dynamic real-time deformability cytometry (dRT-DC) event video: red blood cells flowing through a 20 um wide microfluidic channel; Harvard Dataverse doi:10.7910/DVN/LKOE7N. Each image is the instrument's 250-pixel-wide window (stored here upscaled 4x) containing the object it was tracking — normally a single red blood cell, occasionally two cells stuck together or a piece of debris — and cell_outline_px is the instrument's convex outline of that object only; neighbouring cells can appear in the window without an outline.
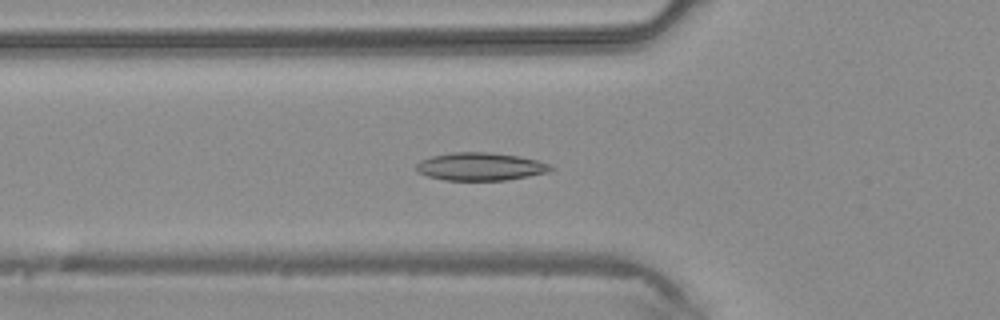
{"species": "common noctule bat (a hibernating species)", "species_latin": "Nyctalus noctula", "temperature_condition": "warm", "stored_images_in_passage": 32, "camera_frame_rate_fps": 3000, "um_per_image_px": 0.085, "animal": {"sex": "male", "body_mass_g": 20.4}, "frame": {"image": 1, "passage_image": 4, "time_ms": 1.0, "image_size_px": [1000, 320], "cell_outline_px": [[556, 168], [548, 172], [528, 176], [504, 180], [444, 180], [428, 176], [416, 172], [416, 164], [420, 160], [432, 156], [452, 152], [488, 152], [520, 156], [536, 160], [548, 164]], "centroid_in_image_um": [40.81, 14.15], "position_along_channel_um": 85.0, "area_um2": 21.85}}
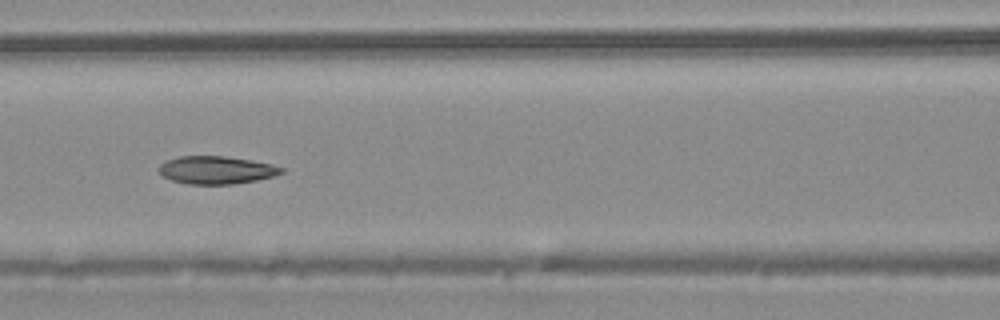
{"frame": {"image": 2, "passage_image": 8, "time_ms": 2.333, "image_size_px": [1000, 320], "cell_outline_px": [[284, 172], [272, 176], [256, 180], [232, 184], [188, 184], [172, 180], [164, 176], [160, 172], [160, 164], [168, 160], [180, 156], [224, 156], [252, 160], [272, 164], [284, 168]], "centroid_in_image_um": [18.42, 14.45], "position_along_channel_um": 148.2, "area_um2": 19.65}}
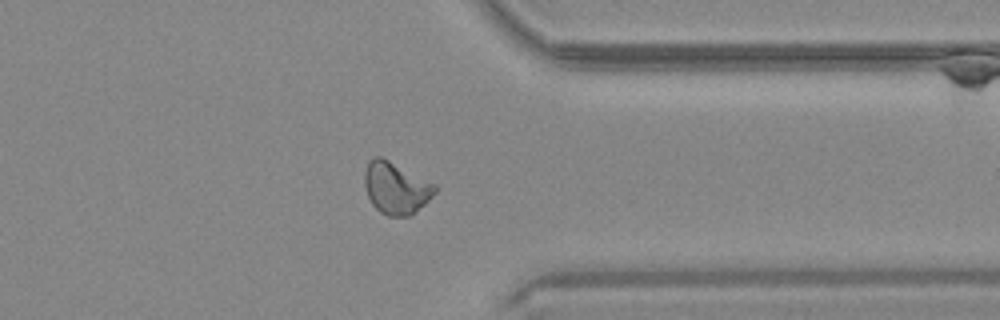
{"frame": {"image": 3, "passage_image": 23, "time_ms": 7.333, "image_size_px": [1000, 320], "cell_outline_px": [[436, 192], [424, 204], [408, 216], [388, 216], [380, 212], [372, 204], [368, 196], [364, 184], [364, 172], [368, 160], [372, 156], [380, 156], [436, 184]], "centroid_in_image_um": [33.62, 15.96], "position_along_channel_um": 377.8, "area_um2": 21.15}}